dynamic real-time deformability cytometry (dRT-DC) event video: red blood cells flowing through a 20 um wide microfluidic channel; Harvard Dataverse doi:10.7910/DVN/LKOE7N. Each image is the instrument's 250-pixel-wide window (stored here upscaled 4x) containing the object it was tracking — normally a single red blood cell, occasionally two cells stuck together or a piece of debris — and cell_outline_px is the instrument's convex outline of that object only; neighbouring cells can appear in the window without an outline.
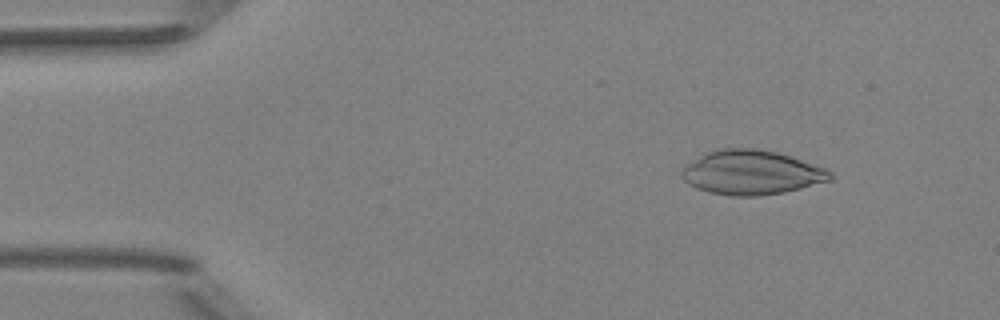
{"species": "Egyptian fruit bat (a non-hibernating species)", "species_latin": "Rousettus aegyptiacus", "temperature_condition": "room temperature", "stored_images_in_passage": 50, "camera_frame_rate_fps": 3000, "um_per_image_px": 0.085, "animal": {"sex": "female"}, "frame": {"image": 1, "passage_image": 6, "time_ms": 1.667, "image_size_px": [1000, 320], "cell_outline_px": [[832, 180], [784, 192], [756, 196], [732, 196], [708, 192], [696, 188], [688, 184], [680, 176], [680, 172], [688, 164], [704, 152], [724, 148], [756, 148], [776, 152], [824, 168], [832, 172]], "centroid_in_image_um": [63.83, 14.67], "position_along_channel_um": 21.2, "area_um2": 38.15}}
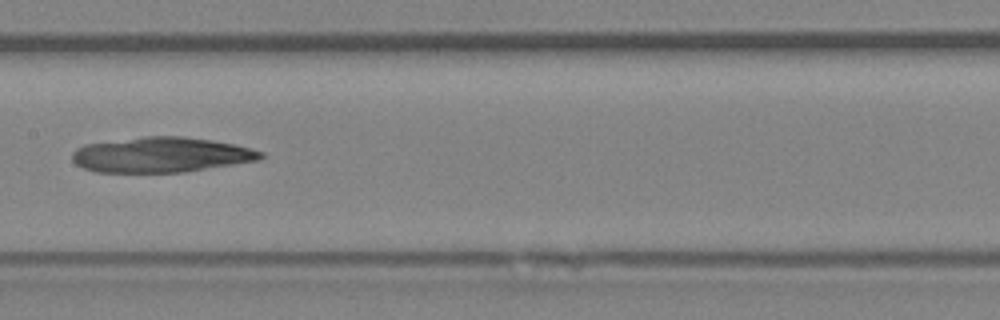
{"frame": {"image": 2, "passage_image": 25, "time_ms": 8.0, "image_size_px": [1000, 320], "cell_outline_px": [[264, 156], [260, 160], [184, 172], [96, 172], [84, 168], [76, 164], [72, 160], [72, 152], [76, 148], [84, 144], [144, 136], [184, 136], [212, 140], [232, 144], [264, 152]], "centroid_in_image_um": [13.68, 13.15], "position_along_channel_um": 193.7, "area_um2": 38.67}}
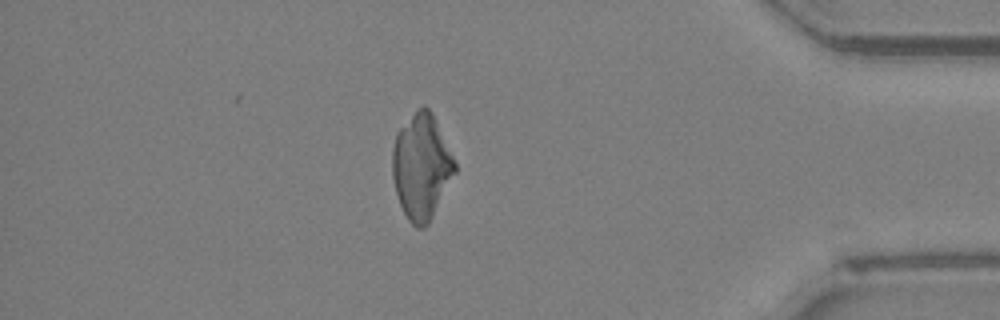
{"frame": {"image": 3, "passage_image": 43, "time_ms": 14.0, "image_size_px": [1000, 320], "cell_outline_px": [[456, 172], [428, 224], [424, 228], [416, 228], [408, 220], [400, 204], [396, 192], [392, 176], [392, 148], [396, 132], [416, 108], [424, 104], [432, 112], [456, 164]], "centroid_in_image_um": [35.8, 14.14], "position_along_channel_um": 399.4, "area_um2": 38.32}}